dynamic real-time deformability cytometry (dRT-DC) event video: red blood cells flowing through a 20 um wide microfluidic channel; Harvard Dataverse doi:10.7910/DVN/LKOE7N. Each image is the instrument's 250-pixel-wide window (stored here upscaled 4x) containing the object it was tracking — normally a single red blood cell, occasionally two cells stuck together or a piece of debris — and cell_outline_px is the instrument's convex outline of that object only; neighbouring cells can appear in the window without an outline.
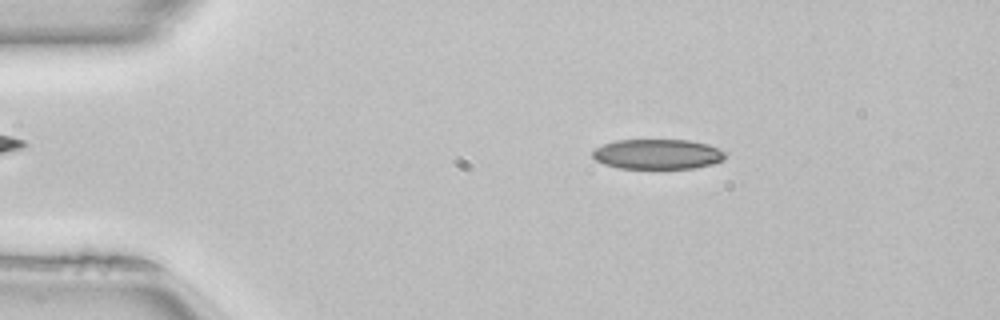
{"species": "common noctule bat (a hibernating species)", "species_latin": "Nyctalus noctula", "temperature_condition": "room temperature", "stored_images_in_passage": 49, "camera_frame_rate_fps": 3000, "um_per_image_px": 0.085, "animal": {"sex": "female", "body_mass_g": 22.7, "forearm_length_mm": 54.2}, "frame": {"image": 1, "passage_image": 8, "time_ms": 2.333, "image_size_px": [1000, 320], "cell_outline_px": [[724, 160], [712, 164], [696, 168], [620, 168], [604, 164], [596, 160], [592, 156], [592, 152], [596, 148], [604, 144], [616, 140], [688, 140], [708, 144], [724, 152]], "centroid_in_image_um": [55.88, 13.1], "position_along_channel_um": 29.1, "area_um2": 23.06}}
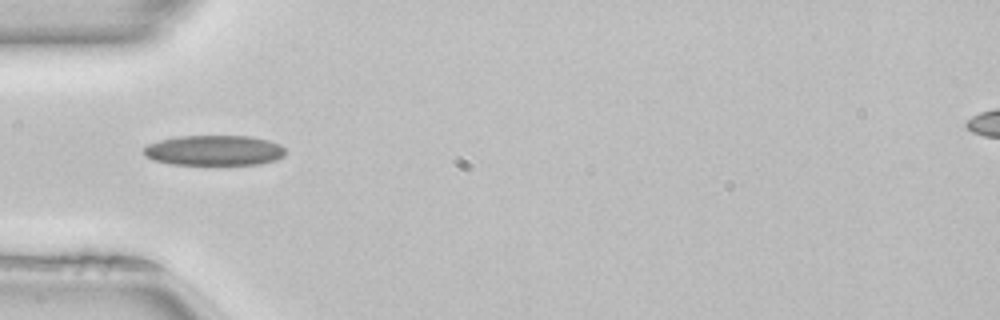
{"frame": {"image": 2, "passage_image": 15, "time_ms": 4.667, "image_size_px": [1000, 320], "cell_outline_px": [[284, 156], [276, 160], [260, 164], [172, 164], [152, 160], [144, 156], [144, 148], [148, 144], [160, 140], [180, 136], [252, 136], [268, 140], [280, 144], [284, 148]], "centroid_in_image_um": [18.21, 12.78], "position_along_channel_um": 66.8, "area_um2": 24.97}}
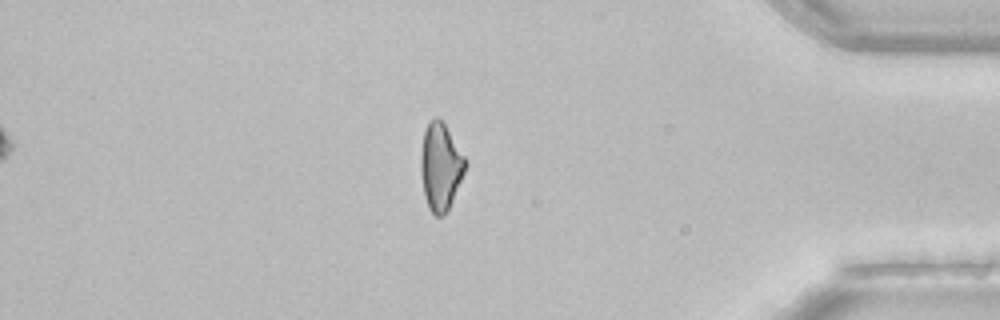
{"frame": {"image": 3, "passage_image": 42, "time_ms": 13.667, "image_size_px": [1000, 320], "cell_outline_px": [[468, 164], [452, 200], [444, 216], [436, 216], [428, 208], [424, 196], [420, 172], [420, 152], [424, 132], [428, 120], [436, 116], [444, 124], [464, 156]], "centroid_in_image_um": [37.42, 14.17], "position_along_channel_um": 397.8, "area_um2": 22.6}, "authors_computed_cell_mechanics": {"area_um2": 24.0448, "velocity_mm_per_s": 4.0711, "shape_relaxation_time_tau1_ms": 6.0539, "shape_relaxation_time_tau2_ms": 3.7843, "deformation_change_tau1": 0.1387, "deformation_change_tau2": 0.128}}